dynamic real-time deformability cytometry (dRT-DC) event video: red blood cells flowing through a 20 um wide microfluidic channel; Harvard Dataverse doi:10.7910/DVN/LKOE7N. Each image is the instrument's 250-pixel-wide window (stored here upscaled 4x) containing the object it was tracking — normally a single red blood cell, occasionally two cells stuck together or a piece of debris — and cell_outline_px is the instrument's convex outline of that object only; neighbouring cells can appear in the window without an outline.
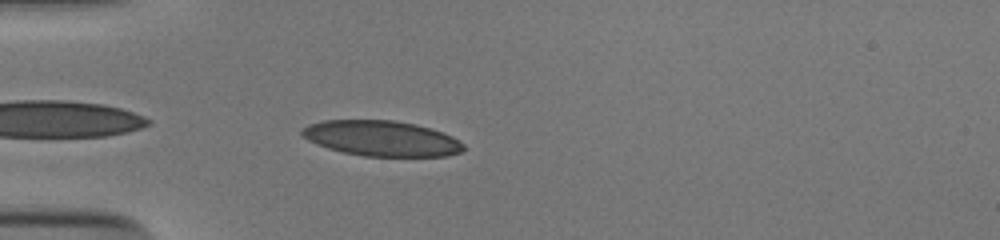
{"species": "human", "species_latin": "Homo sapiens", "temperature_condition": "cold", "stored_images_in_passage": 36, "camera_frame_rate_fps": 3000, "um_per_image_px": 0.085, "donor": {"sex": "male"}, "frame": {"image": 1, "passage_image": 2, "time_ms": 0.333, "image_size_px": [1000, 240], "cell_outline_px": [[464, 148], [460, 152], [448, 156], [364, 156], [344, 152], [328, 148], [316, 144], [308, 140], [300, 132], [300, 128], [308, 124], [324, 120], [396, 120], [416, 124], [432, 128], [452, 136], [464, 144]], "centroid_in_image_um": [32.42, 11.75], "position_along_channel_um": 52.6, "area_um2": 33.47}}
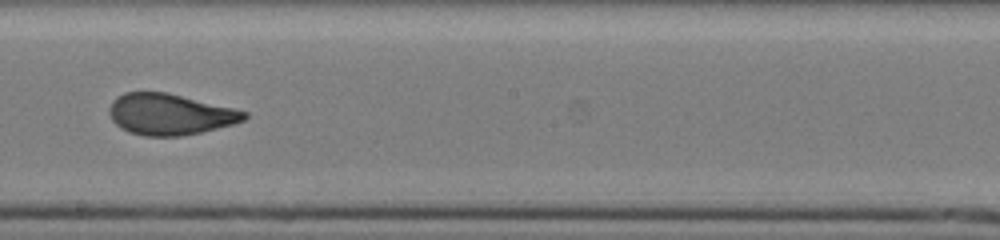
{"frame": {"image": 2, "passage_image": 17, "time_ms": 5.333, "image_size_px": [1000, 240], "cell_outline_px": [[248, 116], [244, 120], [232, 124], [200, 132], [180, 136], [144, 136], [128, 132], [120, 128], [112, 120], [108, 112], [108, 108], [112, 100], [116, 96], [124, 92], [168, 92], [248, 112]], "centroid_in_image_um": [14.38, 9.71], "position_along_channel_um": 233.8, "area_um2": 32.37}}
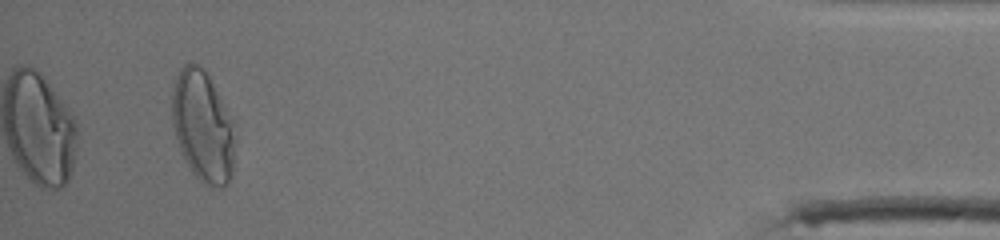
{"frame": {"image": 3, "passage_image": 36, "time_ms": 11.667, "image_size_px": [1000, 240], "cell_outline_px": [[236, 120], [232, 172], [228, 184], [224, 188], [208, 188], [192, 172], [184, 160], [176, 140], [172, 120], [172, 96], [176, 76], [180, 68], [184, 64], [192, 60], [204, 68]], "centroid_in_image_um": [17.27, 10.73], "position_along_channel_um": 417.9, "area_um2": 41.96}, "authors_computed_cell_mechanics": {"area_um2": 33.4084, "velocity_mm_per_s": 3.9171, "shape_relaxation_time_tau1_ms": 6.6802, "shape_relaxation_time_tau2_ms": 0.6978, "deformation_change_tau1": 0.2126, "deformation_change_tau2": 0.0691}}